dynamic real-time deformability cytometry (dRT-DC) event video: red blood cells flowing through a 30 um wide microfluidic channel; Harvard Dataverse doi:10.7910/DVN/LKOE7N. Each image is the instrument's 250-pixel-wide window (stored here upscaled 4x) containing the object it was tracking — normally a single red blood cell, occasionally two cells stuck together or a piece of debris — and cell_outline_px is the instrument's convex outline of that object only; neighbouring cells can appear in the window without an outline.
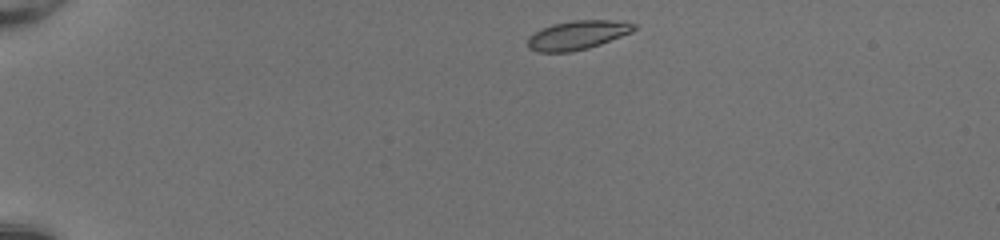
{"species": "common noctule bat (a hibernating species)", "species_latin": "Nyctalus noctula", "temperature_condition": "room temperature", "stored_images_in_passage": 40, "camera_frame_rate_fps": 3000, "um_per_image_px": 0.085, "animal": {"sex": "female", "body_mass_g": 20.0, "forearm_length_mm": 54.0}, "frame": {"image": 1, "passage_image": 1, "time_ms": 0.0, "image_size_px": [1000, 240], "cell_outline_px": [[636, 28], [632, 32], [600, 44], [588, 48], [572, 52], [536, 52], [528, 48], [528, 36], [552, 24], [572, 20], [608, 20], [636, 24]], "centroid_in_image_um": [49.06, 2.99], "position_along_channel_um": 35.9, "area_um2": 17.8}}
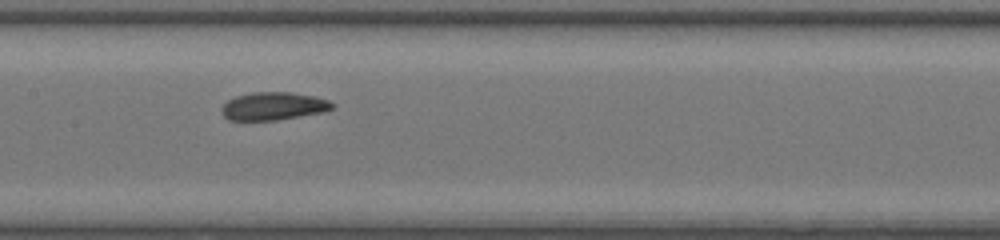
{"frame": {"image": 2, "passage_image": 17, "time_ms": 5.333, "image_size_px": [1000, 240], "cell_outline_px": [[336, 108], [324, 112], [276, 120], [228, 120], [220, 112], [220, 108], [228, 100], [236, 96], [252, 92], [292, 92], [316, 96], [328, 100], [336, 104]], "centroid_in_image_um": [23.27, 9.02], "position_along_channel_um": 184.1, "area_um2": 18.26}}
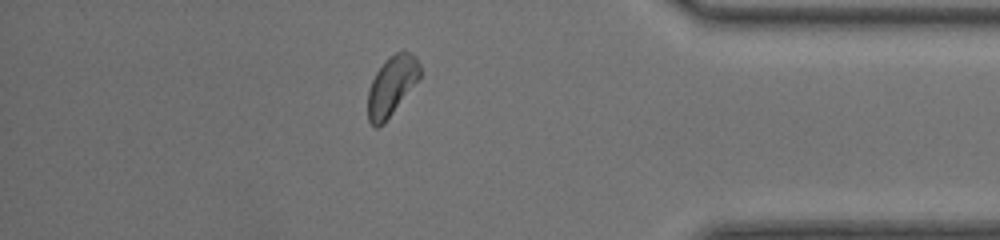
{"frame": {"image": 3, "passage_image": 34, "time_ms": 11.0, "image_size_px": [1000, 240], "cell_outline_px": [[420, 76], [384, 124], [376, 128], [368, 120], [368, 88], [376, 72], [384, 60], [388, 56], [404, 48], [412, 52], [416, 56], [420, 64]], "centroid_in_image_um": [33.29, 7.24], "position_along_channel_um": 401.9, "area_um2": 18.15}, "authors_computed_cell_mechanics": {"area_um2": 18.207, "velocity_mm_per_s": 4.2418, "shape_relaxation_time_tau1_ms": 2.4897, "shape_relaxation_time_tau2_ms": 5.1522, "deformation_change_tau1": 0.1126, "deformation_change_tau2": 0.0662}}